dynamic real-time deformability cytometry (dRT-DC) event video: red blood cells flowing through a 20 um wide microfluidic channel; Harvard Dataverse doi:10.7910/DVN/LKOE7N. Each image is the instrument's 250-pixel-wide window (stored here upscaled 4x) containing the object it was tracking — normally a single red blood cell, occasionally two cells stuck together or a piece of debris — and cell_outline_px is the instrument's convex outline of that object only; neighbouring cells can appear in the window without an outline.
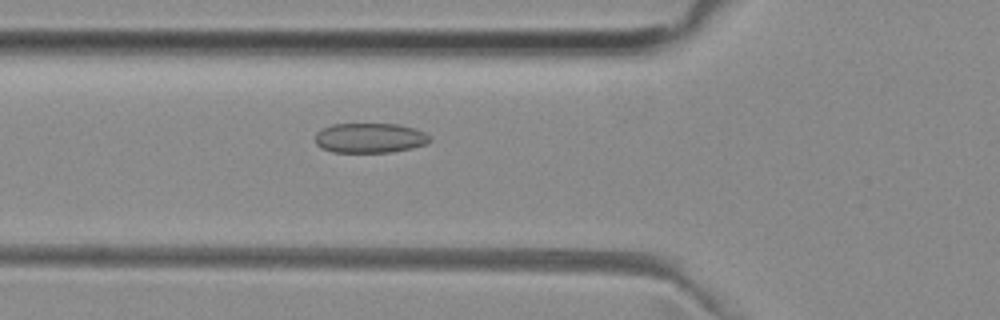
{"species": "common noctule bat (a hibernating species)", "species_latin": "Nyctalus noctula", "temperature_condition": "room temperature", "stored_images_in_passage": 53, "camera_frame_rate_fps": 3000, "um_per_image_px": 0.085, "animal": {"sex": "female", "body_mass_g": 29.2, "forearm_length_mm": 56.3}, "frame": {"image": 1, "passage_image": 19, "time_ms": 6.0, "image_size_px": [1000, 320], "cell_outline_px": [[432, 140], [428, 144], [412, 148], [392, 152], [332, 152], [320, 148], [316, 144], [316, 132], [332, 124], [400, 124], [416, 128], [424, 132]], "centroid_in_image_um": [31.46, 11.73], "position_along_channel_um": 94.3, "area_um2": 20.11}}
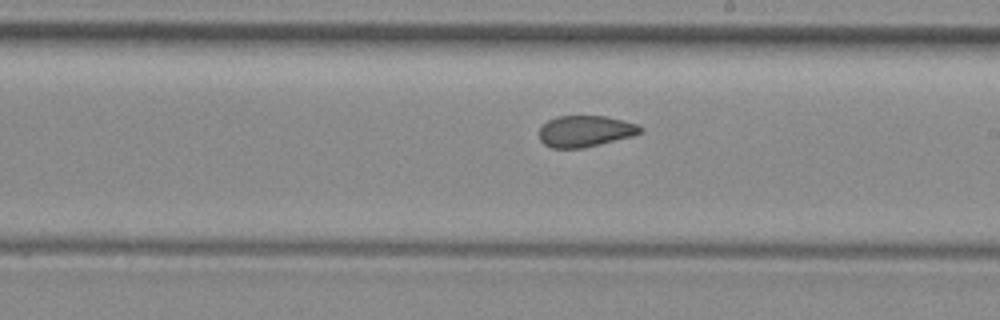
{"frame": {"image": 2, "passage_image": 30, "time_ms": 9.667, "image_size_px": [1000, 320], "cell_outline_px": [[644, 128], [640, 132], [632, 136], [584, 148], [552, 148], [544, 144], [540, 140], [540, 128], [548, 120], [556, 116], [608, 116], [636, 124]], "centroid_in_image_um": [49.74, 11.15], "position_along_channel_um": 239.3, "area_um2": 18.38}}
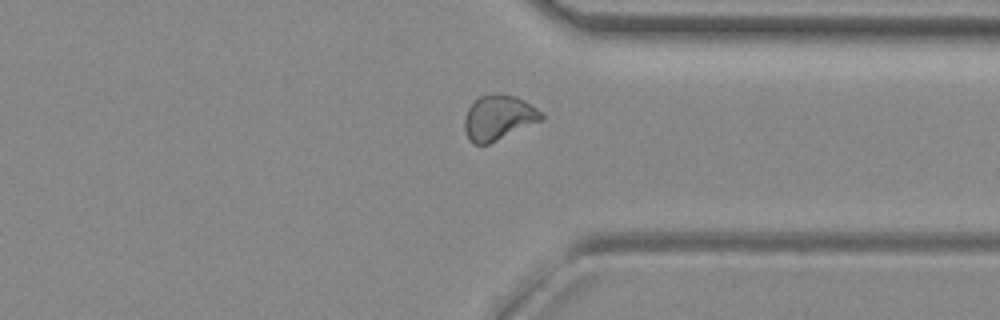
{"frame": {"image": 3, "passage_image": 40, "time_ms": 13.0, "image_size_px": [1000, 320], "cell_outline_px": [[544, 116], [540, 120], [488, 144], [472, 144], [468, 140], [464, 128], [464, 116], [468, 108], [480, 96], [516, 96], [524, 100], [544, 112]], "centroid_in_image_um": [42.35, 10.03], "position_along_channel_um": 369.1, "area_um2": 19.59}, "authors_computed_cell_mechanics": {"area_um2": 20.2878, "velocity_mm_per_s": 3.9437, "shape_relaxation_time_tau1_ms": null, "shape_relaxation_time_tau2_ms": 1.5167, "deformation_change_tau1": null, "deformation_change_tau2": 0.0606}}